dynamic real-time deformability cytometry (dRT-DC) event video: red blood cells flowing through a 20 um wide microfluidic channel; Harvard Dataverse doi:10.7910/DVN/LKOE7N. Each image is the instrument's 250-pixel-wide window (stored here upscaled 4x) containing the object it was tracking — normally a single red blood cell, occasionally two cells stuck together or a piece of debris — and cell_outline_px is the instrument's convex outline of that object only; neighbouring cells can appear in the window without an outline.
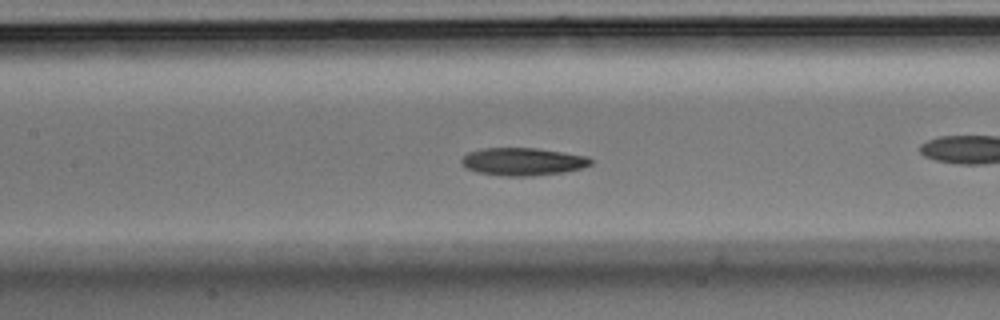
{"species": "Egyptian fruit bat (a non-hibernating species)", "species_latin": "Rousettus aegyptiacus", "temperature_condition": "room temperature", "stored_images_in_passage": 56, "camera_frame_rate_fps": 3000, "um_per_image_px": 0.085, "animal": {"sex": "male"}, "frame": {"image": 1, "passage_image": 25, "time_ms": 8.0, "image_size_px": [1000, 320], "cell_outline_px": [[592, 164], [580, 168], [564, 172], [532, 176], [504, 176], [476, 172], [468, 168], [460, 160], [468, 152], [484, 148], [536, 148], [588, 156], [592, 160]], "centroid_in_image_um": [44.45, 13.74], "position_along_channel_um": 162.9, "area_um2": 20.75}}
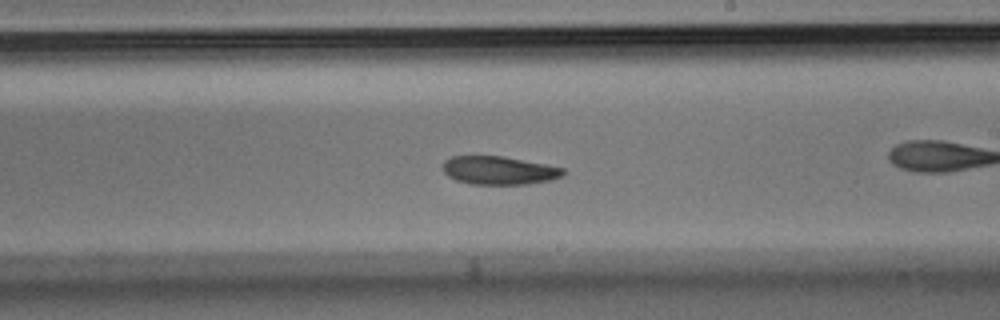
{"frame": {"image": 2, "passage_image": 32, "time_ms": 10.333, "image_size_px": [1000, 320], "cell_outline_px": [[568, 172], [564, 176], [552, 180], [528, 184], [472, 184], [456, 180], [448, 176], [444, 172], [444, 160], [452, 156], [504, 156], [548, 164], [564, 168]], "centroid_in_image_um": [42.49, 14.48], "position_along_channel_um": 246.5, "area_um2": 20.11}, "authors_computed_cell_mechanics": {"area_um2": 20.7213, "velocity_mm_per_s": 3.5948, "shape_relaxation_time_tau1_ms": 4.6845, "shape_relaxation_time_tau2_ms": null, "deformation_change_tau1": 0.1273, "deformation_change_tau2": null}}